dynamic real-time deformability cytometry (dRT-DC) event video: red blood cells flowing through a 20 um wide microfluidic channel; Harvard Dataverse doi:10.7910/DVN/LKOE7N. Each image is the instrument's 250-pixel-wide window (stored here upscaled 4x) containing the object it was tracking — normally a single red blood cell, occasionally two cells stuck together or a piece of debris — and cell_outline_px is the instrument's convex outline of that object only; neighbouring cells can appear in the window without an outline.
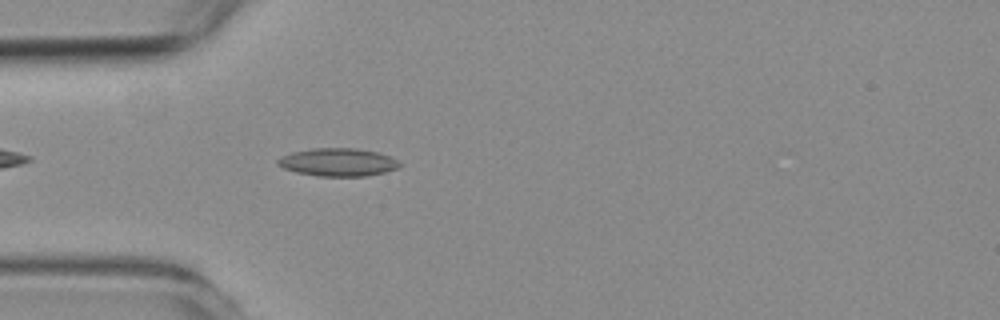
{"species": "common noctule bat (a hibernating species)", "species_latin": "Nyctalus noctula", "temperature_condition": "room temperature", "stored_images_in_passage": 12, "camera_frame_rate_fps": 3000, "um_per_image_px": 0.085, "animal": {"sex": "female", "body_mass_g": 19.3, "forearm_length_mm": 54.1}, "frame": {"image": 1, "passage_image": 4, "time_ms": 1.0, "image_size_px": [1000, 320], "cell_outline_px": [[404, 164], [400, 168], [368, 176], [316, 176], [296, 172], [284, 168], [276, 164], [276, 160], [280, 156], [292, 152], [312, 148], [356, 148], [376, 152], [392, 156]], "centroid_in_image_um": [28.76, 13.79], "position_along_channel_um": 56.2, "area_um2": 20.17}}
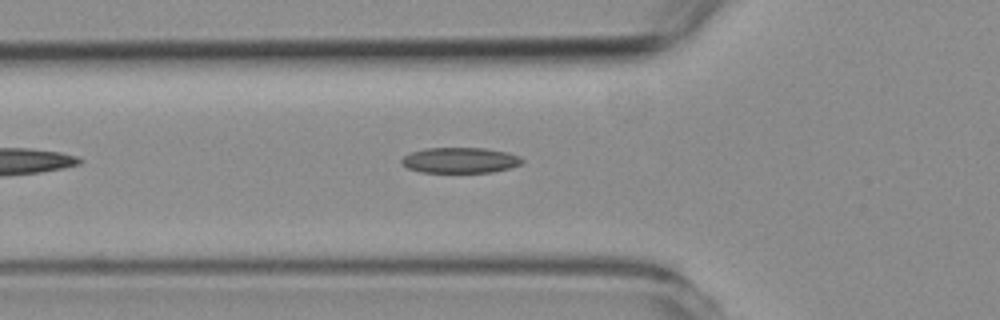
{"frame": {"image": 2, "passage_image": 7, "time_ms": 2.0, "image_size_px": [1000, 320], "cell_outline_px": [[524, 160], [520, 164], [508, 168], [492, 172], [420, 172], [408, 168], [400, 164], [400, 160], [404, 156], [412, 152], [424, 148], [484, 148], [508, 152], [520, 156]], "centroid_in_image_um": [39.09, 13.62], "position_along_channel_um": 86.7, "area_um2": 17.98}}